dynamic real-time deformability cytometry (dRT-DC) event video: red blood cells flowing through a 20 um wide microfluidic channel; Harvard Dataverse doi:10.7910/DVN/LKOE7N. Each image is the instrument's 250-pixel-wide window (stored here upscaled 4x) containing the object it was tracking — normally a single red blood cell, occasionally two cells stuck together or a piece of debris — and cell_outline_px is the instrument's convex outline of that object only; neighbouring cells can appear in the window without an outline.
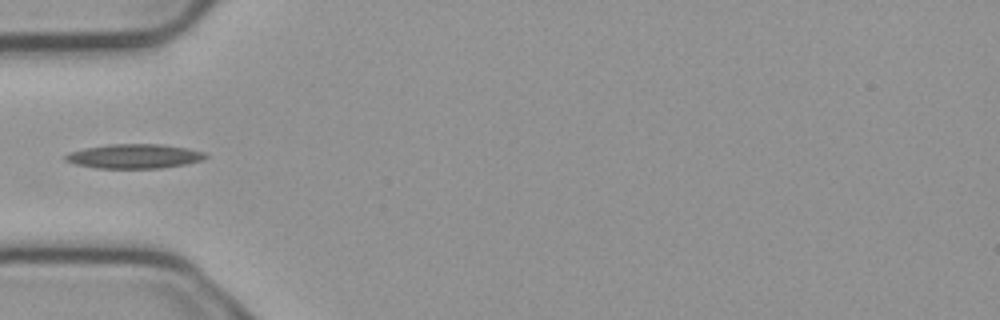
{"species": "common noctule bat (a hibernating species)", "species_latin": "Nyctalus noctula", "temperature_condition": "cold", "stored_images_in_passage": 4, "camera_frame_rate_fps": 3000, "um_per_image_px": 0.085, "animal": {"sex": "male", "body_mass_g": 23.1, "forearm_length_mm": 52.7}, "frame": {"image": 1, "passage_image": 3, "time_ms": 0.667, "image_size_px": [1000, 320], "cell_outline_px": [[208, 156], [200, 160], [184, 164], [160, 168], [96, 168], [76, 164], [64, 160], [64, 156], [68, 152], [84, 148], [108, 144], [160, 144], [188, 148], [204, 152]], "centroid_in_image_um": [11.37, 13.27], "position_along_channel_um": 73.6, "area_um2": 19.83}}
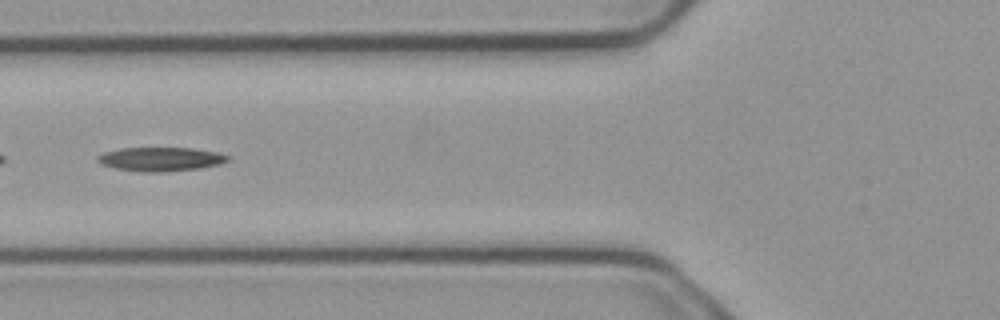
{"frame": {"image": 2, "passage_image": 4, "time_ms": 1.0, "image_size_px": [1000, 320], "cell_outline_px": [[228, 160], [220, 164], [200, 168], [160, 172], [144, 172], [116, 168], [100, 164], [96, 160], [96, 156], [104, 152], [124, 148], [192, 148], [216, 152], [228, 156]], "centroid_in_image_um": [13.62, 13.52], "position_along_channel_um": 112.2, "area_um2": 17.98}}